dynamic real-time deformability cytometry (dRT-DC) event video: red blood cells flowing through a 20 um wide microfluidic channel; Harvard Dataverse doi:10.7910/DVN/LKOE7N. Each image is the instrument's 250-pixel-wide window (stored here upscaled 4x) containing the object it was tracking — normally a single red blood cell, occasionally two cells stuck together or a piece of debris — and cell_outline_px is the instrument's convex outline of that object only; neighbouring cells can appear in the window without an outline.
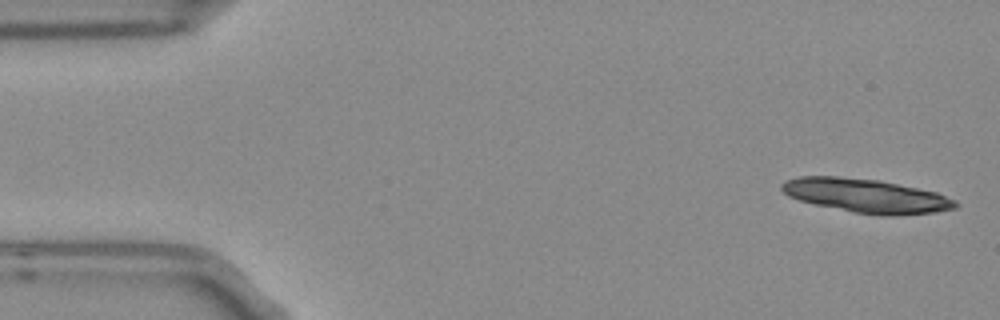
{"species": "Egyptian fruit bat (a non-hibernating species)", "species_latin": "Rousettus aegyptiacus", "temperature_condition": "room temperature", "stored_images_in_passage": 5, "segment_of_instrument_passage": [1, 2], "camera_frame_rate_fps": 3000, "um_per_image_px": 0.085, "frame": {"image": 1, "passage_image": 1, "time_ms": 0.0, "image_size_px": [1000, 320], "cell_outline_px": [[960, 204], [956, 208], [936, 212], [892, 216], [884, 216], [852, 212], [816, 204], [800, 200], [788, 196], [780, 188], [780, 184], [784, 180], [800, 176], [840, 176], [880, 180], [936, 192], [956, 200]], "centroid_in_image_um": [73.63, 16.63], "position_along_channel_um": 11.4, "area_um2": 34.45}}